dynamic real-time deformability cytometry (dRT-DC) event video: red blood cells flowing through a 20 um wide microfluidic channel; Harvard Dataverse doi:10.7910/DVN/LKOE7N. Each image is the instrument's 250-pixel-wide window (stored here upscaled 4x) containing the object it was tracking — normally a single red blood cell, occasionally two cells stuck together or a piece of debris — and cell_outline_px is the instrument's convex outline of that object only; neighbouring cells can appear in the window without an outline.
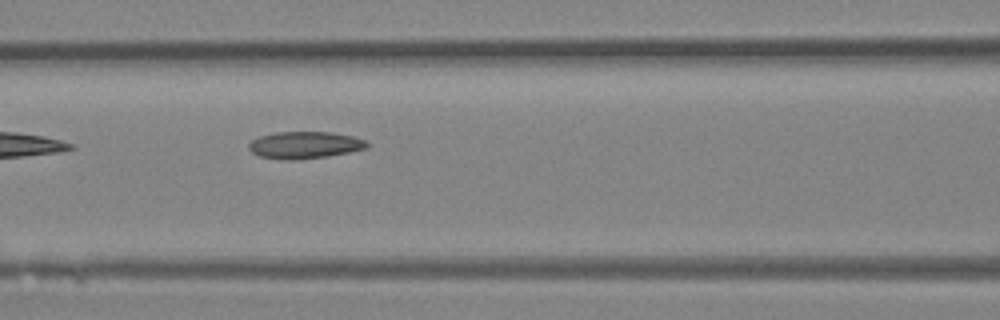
{"species": "Egyptian fruit bat (a non-hibernating species)", "species_latin": "Rousettus aegyptiacus", "temperature_condition": "room temperature", "stored_images_in_passage": 3, "camera_frame_rate_fps": 3000, "um_per_image_px": 0.085, "animal": {"sex": "female"}, "frame": {"image": 1, "passage_image": 3, "time_ms": 0.667, "image_size_px": [1000, 320], "cell_outline_px": [[368, 148], [328, 156], [292, 160], [288, 160], [260, 156], [252, 152], [248, 148], [248, 144], [252, 140], [260, 136], [276, 132], [332, 132], [352, 136], [364, 140], [368, 144]], "centroid_in_image_um": [25.89, 12.32], "position_along_channel_um": 140.7, "area_um2": 18.44}}